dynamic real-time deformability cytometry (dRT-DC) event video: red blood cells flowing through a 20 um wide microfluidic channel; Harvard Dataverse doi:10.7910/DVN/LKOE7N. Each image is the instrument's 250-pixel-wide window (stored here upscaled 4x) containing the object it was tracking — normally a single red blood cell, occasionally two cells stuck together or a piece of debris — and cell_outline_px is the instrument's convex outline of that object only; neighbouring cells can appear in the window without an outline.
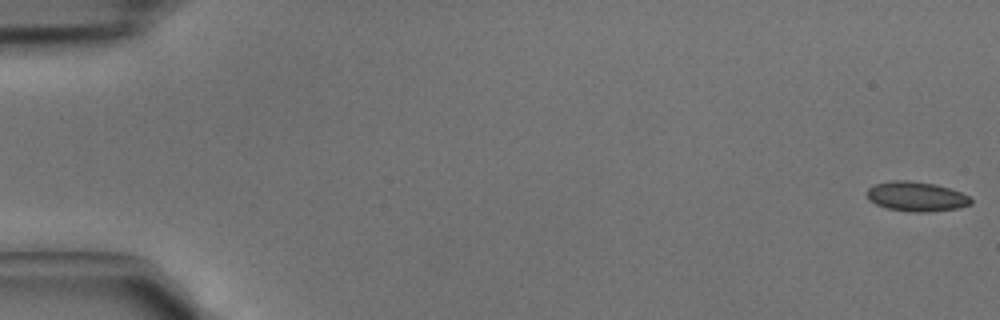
{"species": "common noctule bat (a hibernating species)", "species_latin": "Nyctalus noctula", "temperature_condition": "cold", "stored_images_in_passage": 4, "camera_frame_rate_fps": 3000, "um_per_image_px": 0.085, "animal": {"sex": "male", "body_mass_g": 15.6}, "frame": {"image": 1, "passage_image": 1, "time_ms": 0.0, "image_size_px": [1000, 320], "cell_outline_px": [[972, 204], [956, 208], [920, 212], [916, 212], [888, 208], [876, 204], [868, 200], [864, 192], [868, 188], [876, 184], [888, 180], [908, 180], [936, 184], [960, 192], [968, 196], [972, 200]], "centroid_in_image_um": [77.83, 16.68], "position_along_channel_um": 7.2, "area_um2": 17.86}}
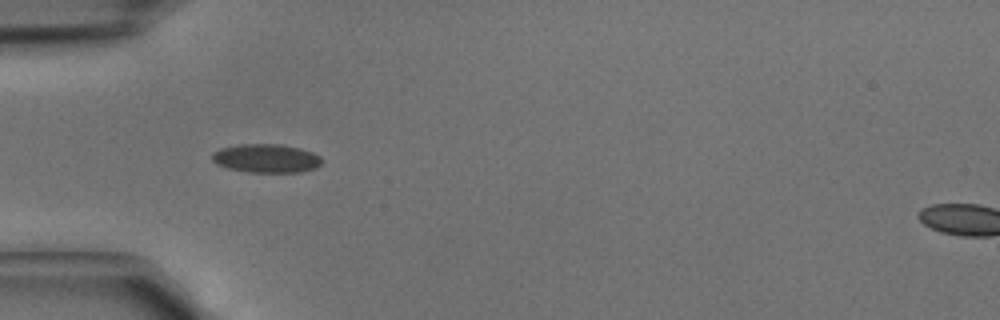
{"frame": {"image": 2, "passage_image": 4, "time_ms": 1.0, "image_size_px": [1000, 320], "cell_outline_px": [[324, 160], [316, 168], [300, 172], [248, 172], [228, 168], [216, 164], [212, 160], [212, 152], [220, 148], [240, 144], [280, 144], [300, 148], [312, 152], [320, 156]], "centroid_in_image_um": [22.63, 13.46], "position_along_channel_um": 62.4, "area_um2": 18.44}}